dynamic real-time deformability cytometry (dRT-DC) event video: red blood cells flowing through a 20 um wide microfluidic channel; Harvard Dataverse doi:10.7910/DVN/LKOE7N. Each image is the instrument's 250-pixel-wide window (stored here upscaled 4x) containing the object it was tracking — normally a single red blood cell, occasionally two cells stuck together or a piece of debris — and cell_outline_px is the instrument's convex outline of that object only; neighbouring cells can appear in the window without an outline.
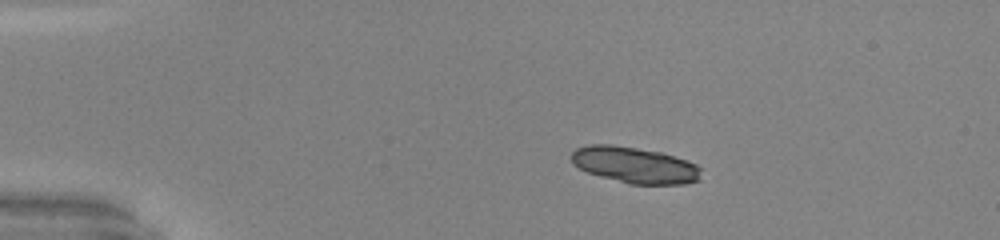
{"species": "common noctule bat (a hibernating species)", "species_latin": "Nyctalus noctula", "temperature_condition": "warm", "stored_images_in_passage": 41, "camera_frame_rate_fps": 3000, "um_per_image_px": 0.085, "animal": {"sex": "male", "body_mass_g": 20.0, "forearm_length_mm": 53.3}, "frame": {"image": 1, "passage_image": 1, "time_ms": 0.0, "image_size_px": [1000, 240], "cell_outline_px": [[700, 180], [684, 184], [628, 184], [600, 176], [588, 172], [572, 164], [572, 152], [576, 148], [588, 144], [612, 144], [660, 152], [688, 160], [696, 164], [700, 168]], "centroid_in_image_um": [53.95, 14.03], "position_along_channel_um": 31.0, "area_um2": 27.4}, "authors_computed_cell_mechanics": {"area_um2": 17.2244, "velocity_mm_per_s": 4.1365, "shape_relaxation_time_tau1_ms": 2.8182, "shape_relaxation_time_tau2_ms": 1.5935, "deformation_change_tau1": 0.143, "deformation_change_tau2": 0.0611}}